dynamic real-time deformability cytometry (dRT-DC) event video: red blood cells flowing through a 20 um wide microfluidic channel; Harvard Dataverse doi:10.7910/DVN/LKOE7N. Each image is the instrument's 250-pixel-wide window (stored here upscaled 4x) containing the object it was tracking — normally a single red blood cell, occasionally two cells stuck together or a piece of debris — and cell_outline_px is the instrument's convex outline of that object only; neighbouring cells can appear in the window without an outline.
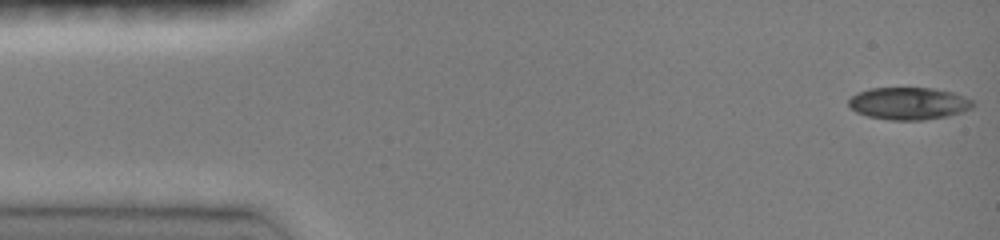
{"species": "common noctule bat (a hibernating species)", "species_latin": "Nyctalus noctula", "temperature_condition": "room temperature", "stored_images_in_passage": 6, "camera_frame_rate_fps": 3000, "um_per_image_px": 0.085, "animal": {"sex": "female", "body_mass_g": 19.0, "forearm_length_mm": 51.5}, "frame": {"image": 1, "passage_image": 1, "time_ms": 0.0, "image_size_px": [1000, 240], "cell_outline_px": [[976, 104], [972, 108], [948, 116], [924, 120], [892, 120], [868, 116], [856, 112], [848, 104], [848, 100], [856, 92], [868, 88], [932, 88], [952, 92], [964, 96], [972, 100]], "centroid_in_image_um": [77.24, 8.79], "position_along_channel_um": 7.8, "area_um2": 23.47}}